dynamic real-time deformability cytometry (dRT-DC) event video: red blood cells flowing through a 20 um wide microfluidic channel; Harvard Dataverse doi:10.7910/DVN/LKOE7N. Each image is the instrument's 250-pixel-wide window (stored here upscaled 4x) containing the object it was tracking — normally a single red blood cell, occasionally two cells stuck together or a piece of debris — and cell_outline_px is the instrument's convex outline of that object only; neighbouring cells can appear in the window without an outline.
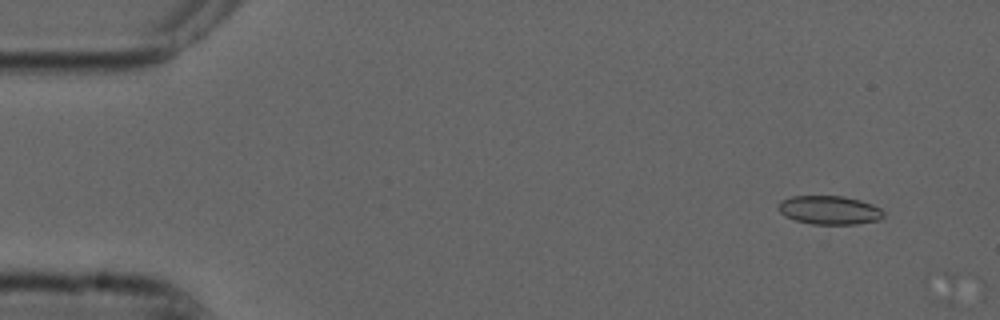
{"species": "common noctule bat (a hibernating species)", "species_latin": "Nyctalus noctula", "temperature_condition": "cold", "stored_images_in_passage": 2, "camera_frame_rate_fps": 3000, "um_per_image_px": 0.085, "animal": {"sex": "male", "forearm_length_mm": 52.5}, "frame": {"image": 1, "passage_image": 1, "time_ms": 0.0, "image_size_px": [1000, 320], "cell_outline_px": [[884, 216], [880, 220], [856, 224], [812, 224], [796, 220], [784, 216], [776, 208], [780, 200], [792, 196], [844, 196], [860, 200], [872, 204], [880, 208], [884, 212]], "centroid_in_image_um": [70.49, 17.85], "position_along_channel_um": 14.5, "area_um2": 17.74}}